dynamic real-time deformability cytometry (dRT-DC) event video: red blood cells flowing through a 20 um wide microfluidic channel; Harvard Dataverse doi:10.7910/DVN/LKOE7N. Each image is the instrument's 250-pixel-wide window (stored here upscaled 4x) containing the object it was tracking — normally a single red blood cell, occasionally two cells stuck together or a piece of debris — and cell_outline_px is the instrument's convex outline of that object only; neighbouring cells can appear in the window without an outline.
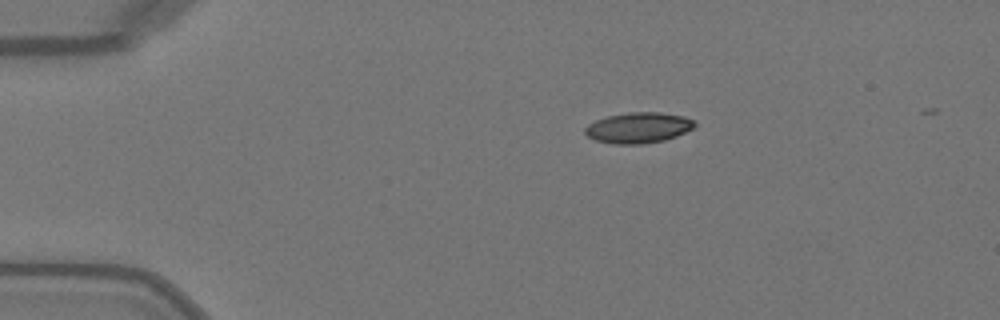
{"species": "Egyptian fruit bat (a non-hibernating species)", "species_latin": "Rousettus aegyptiacus", "temperature_condition": "warm", "stored_images_in_passage": 8, "camera_frame_rate_fps": 3000, "um_per_image_px": 0.085, "animal": {"sex": "female"}, "frame": {"image": 1, "passage_image": 1, "time_ms": 0.0, "image_size_px": [1000, 320], "cell_outline_px": [[696, 124], [692, 128], [676, 136], [664, 140], [640, 144], [616, 144], [596, 140], [588, 136], [584, 132], [584, 128], [588, 124], [596, 120], [608, 116], [628, 112], [660, 112], [684, 116], [696, 120]], "centroid_in_image_um": [54.27, 10.84], "position_along_channel_um": 30.7, "area_um2": 19.54}}